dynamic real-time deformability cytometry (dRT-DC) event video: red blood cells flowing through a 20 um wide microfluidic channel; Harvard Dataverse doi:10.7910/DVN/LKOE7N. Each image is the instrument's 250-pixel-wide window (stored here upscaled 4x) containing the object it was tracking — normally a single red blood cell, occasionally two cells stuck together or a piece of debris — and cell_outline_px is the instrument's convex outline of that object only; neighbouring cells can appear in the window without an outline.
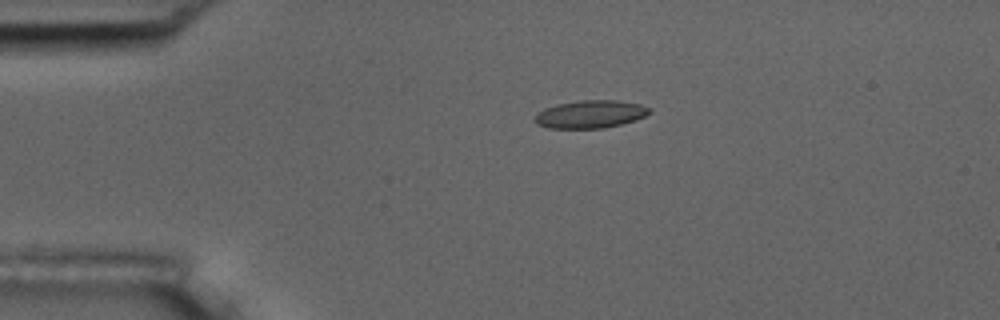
{"species": "common noctule bat (a hibernating species)", "species_latin": "Nyctalus noctula", "temperature_condition": "room temperature", "stored_images_in_passage": 5, "camera_frame_rate_fps": 3000, "um_per_image_px": 0.085, "animal": {"sex": "male", "body_mass_g": 17.5, "forearm_length_mm": 52.3}, "frame": {"image": 1, "passage_image": 4, "time_ms": 3.667, "image_size_px": [1000, 320], "cell_outline_px": [[652, 112], [636, 120], [604, 128], [548, 128], [536, 124], [532, 120], [544, 108], [556, 104], [580, 100], [616, 100], [640, 104], [652, 108]], "centroid_in_image_um": [50.19, 9.7], "position_along_channel_um": 34.8, "area_um2": 18.67}}